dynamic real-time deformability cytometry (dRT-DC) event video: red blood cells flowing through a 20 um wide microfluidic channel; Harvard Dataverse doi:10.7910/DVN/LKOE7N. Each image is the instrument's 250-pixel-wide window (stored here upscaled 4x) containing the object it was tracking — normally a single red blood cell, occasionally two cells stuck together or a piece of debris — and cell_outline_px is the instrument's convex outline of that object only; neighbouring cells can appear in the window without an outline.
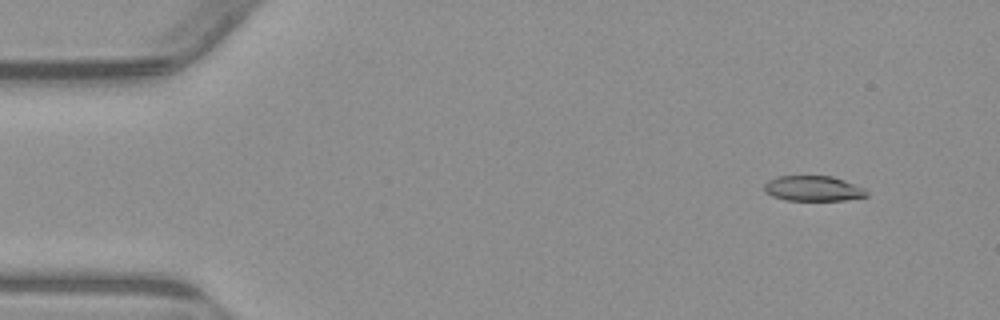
{"species": "common noctule bat (a hibernating species)", "species_latin": "Nyctalus noctula", "temperature_condition": "warm", "stored_images_in_passage": 50, "camera_frame_rate_fps": 3000, "um_per_image_px": 0.085, "animal": {"sex": "male", "body_mass_g": 23.1, "forearm_length_mm": 52.7}, "frame": {"image": 1, "passage_image": 1, "time_ms": 0.0, "image_size_px": [1000, 320], "cell_outline_px": [[868, 196], [844, 200], [784, 200], [772, 196], [764, 188], [764, 184], [768, 180], [776, 176], [832, 176], [844, 180], [864, 188], [868, 192]], "centroid_in_image_um": [69.12, 16.02], "position_along_channel_um": 15.9, "area_um2": 15.03}}
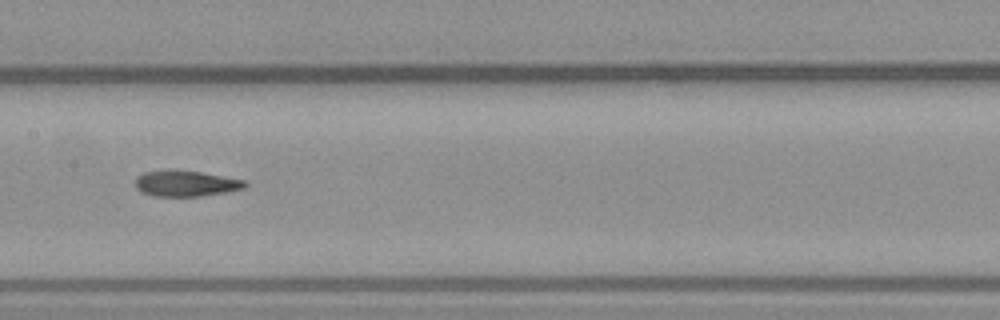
{"frame": {"image": 2, "passage_image": 23, "time_ms": 7.333, "image_size_px": [1000, 320], "cell_outline_px": [[248, 184], [244, 188], [224, 192], [200, 196], [152, 196], [140, 192], [136, 188], [136, 180], [144, 172], [200, 172], [248, 180]], "centroid_in_image_um": [15.86, 15.63], "position_along_channel_um": 191.5, "area_um2": 15.95}}
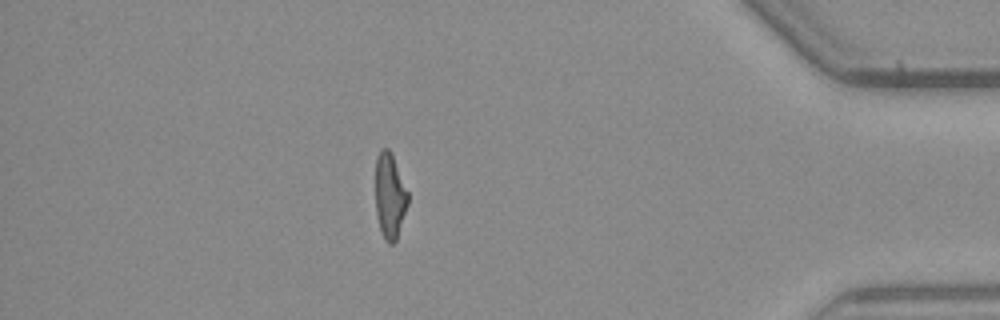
{"frame": {"image": 3, "passage_image": 43, "time_ms": 14.0, "image_size_px": [1000, 320], "cell_outline_px": [[408, 204], [396, 240], [392, 244], [388, 244], [384, 240], [380, 228], [376, 212], [376, 156], [380, 148], [388, 148], [392, 152], [408, 192]], "centroid_in_image_um": [33.13, 16.62], "position_along_channel_um": 402.1, "area_um2": 16.24}, "authors_computed_cell_mechanics": {"area_um2": 16.9065, "velocity_mm_per_s": 3.8543, "shape_relaxation_time_tau1_ms": null, "shape_relaxation_time_tau2_ms": 4.5407, "deformation_change_tau1": null, "deformation_change_tau2": 0.1477}}